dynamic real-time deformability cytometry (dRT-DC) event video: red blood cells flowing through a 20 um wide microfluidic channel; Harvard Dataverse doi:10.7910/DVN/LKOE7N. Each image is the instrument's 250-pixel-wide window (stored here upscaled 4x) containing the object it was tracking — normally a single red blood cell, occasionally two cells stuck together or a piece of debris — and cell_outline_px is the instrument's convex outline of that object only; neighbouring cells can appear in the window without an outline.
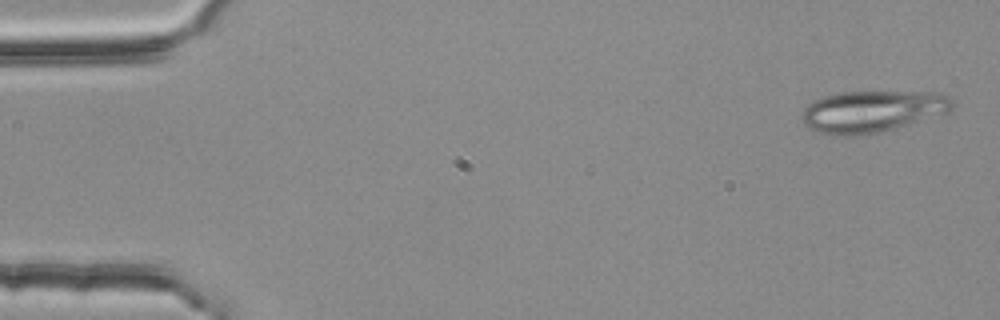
{"species": "common noctule bat (a hibernating species)", "species_latin": "Nyctalus noctula", "temperature_condition": "room temperature", "stored_images_in_passage": 4, "camera_frame_rate_fps": 3000, "um_per_image_px": 0.085, "animal": {"sex": "female", "body_mass_g": 25.1}, "frame": {"image": 1, "passage_image": 1, "time_ms": 0.0, "image_size_px": [1000, 320], "cell_outline_px": [[952, 108], [948, 112], [880, 132], [848, 136], [836, 136], [820, 132], [808, 128], [804, 124], [800, 116], [804, 108], [812, 100], [824, 96], [840, 92], [936, 92], [948, 96], [952, 100]], "centroid_in_image_um": [74.08, 9.46], "position_along_channel_um": 10.9, "area_um2": 36.36}}